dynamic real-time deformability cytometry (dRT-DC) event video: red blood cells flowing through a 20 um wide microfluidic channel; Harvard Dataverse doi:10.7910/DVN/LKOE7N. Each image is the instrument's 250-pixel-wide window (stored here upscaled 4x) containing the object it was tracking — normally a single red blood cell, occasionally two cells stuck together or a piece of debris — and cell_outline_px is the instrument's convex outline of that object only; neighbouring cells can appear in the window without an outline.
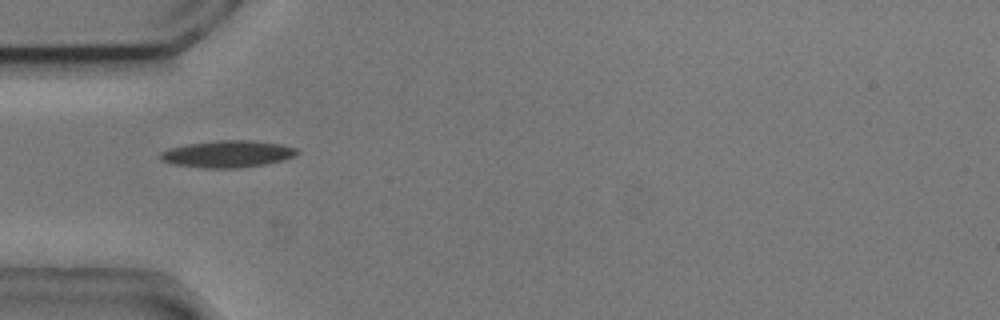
{"species": "common noctule bat (a hibernating species)", "species_latin": "Nyctalus noctula", "temperature_condition": "cold", "stored_images_in_passage": 5, "camera_frame_rate_fps": 3000, "um_per_image_px": 0.085, "animal": {"sex": "male", "body_mass_g": 20.5, "forearm_length_mm": 52.5}, "frame": {"image": 1, "passage_image": 2, "time_ms": 0.333, "image_size_px": [1000, 320], "cell_outline_px": [[300, 152], [296, 156], [284, 160], [264, 164], [236, 168], [204, 168], [172, 164], [160, 160], [160, 152], [168, 148], [188, 144], [220, 140], [252, 140], [280, 144], [296, 148]], "centroid_in_image_um": [19.35, 13.09], "position_along_channel_um": 65.7, "area_um2": 21.5}}